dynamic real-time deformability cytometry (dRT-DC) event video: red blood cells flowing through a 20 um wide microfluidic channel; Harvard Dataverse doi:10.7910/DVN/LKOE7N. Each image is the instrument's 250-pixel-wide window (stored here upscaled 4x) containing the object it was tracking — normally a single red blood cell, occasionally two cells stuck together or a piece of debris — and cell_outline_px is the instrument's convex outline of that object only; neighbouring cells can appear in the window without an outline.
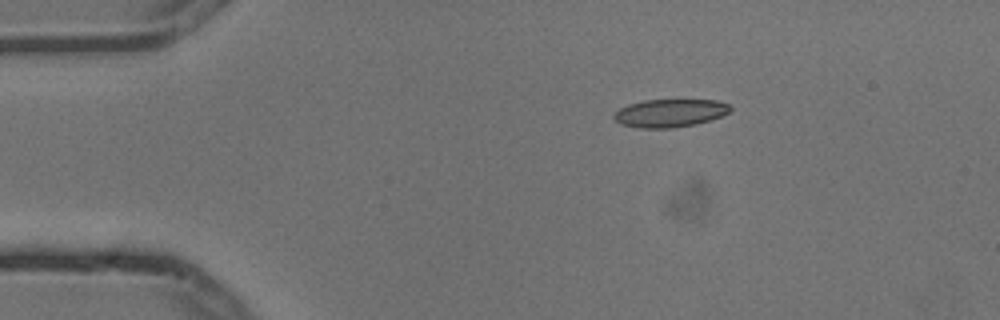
{"species": "common noctule bat (a hibernating species)", "species_latin": "Nyctalus noctula", "temperature_condition": "cold", "stored_images_in_passage": 6, "camera_frame_rate_fps": 3000, "um_per_image_px": 0.085, "animal": {"sex": "male", "body_mass_g": 13.3}, "frame": {"image": 1, "passage_image": 3, "time_ms": 0.667, "image_size_px": [1000, 320], "cell_outline_px": [[732, 108], [728, 112], [712, 120], [696, 124], [672, 128], [640, 128], [620, 124], [612, 116], [620, 108], [628, 104], [644, 100], [716, 100], [728, 104]], "centroid_in_image_um": [56.93, 9.61], "position_along_channel_um": 28.1, "area_um2": 18.96}}
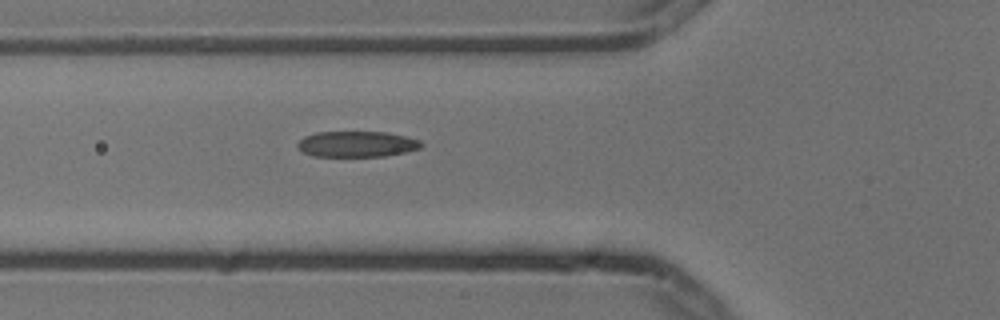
{"frame": {"image": 2, "passage_image": 6, "time_ms": 1.667, "image_size_px": [1000, 320], "cell_outline_px": [[424, 144], [420, 148], [388, 156], [312, 156], [300, 152], [296, 148], [296, 144], [304, 136], [316, 132], [384, 132], [404, 136], [420, 140]], "centroid_in_image_um": [30.28, 12.25], "position_along_channel_um": 95.5, "area_um2": 18.73}}